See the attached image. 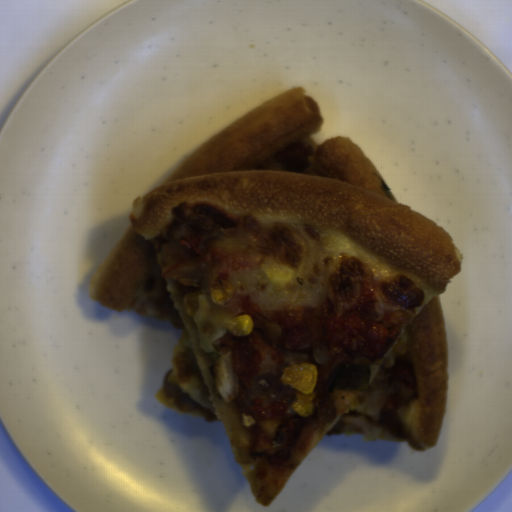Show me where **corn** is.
I'll return each mask as SVG.
<instances>
[{
  "mask_svg": "<svg viewBox=\"0 0 512 512\" xmlns=\"http://www.w3.org/2000/svg\"><path fill=\"white\" fill-rule=\"evenodd\" d=\"M319 373L311 363H301L282 370L281 380L297 391L311 394L317 386Z\"/></svg>",
  "mask_w": 512,
  "mask_h": 512,
  "instance_id": "51d56268",
  "label": "corn"
},
{
  "mask_svg": "<svg viewBox=\"0 0 512 512\" xmlns=\"http://www.w3.org/2000/svg\"><path fill=\"white\" fill-rule=\"evenodd\" d=\"M253 328V322L249 315L229 318L227 329L234 336L249 334Z\"/></svg>",
  "mask_w": 512,
  "mask_h": 512,
  "instance_id": "f1292c28",
  "label": "corn"
}]
</instances>
